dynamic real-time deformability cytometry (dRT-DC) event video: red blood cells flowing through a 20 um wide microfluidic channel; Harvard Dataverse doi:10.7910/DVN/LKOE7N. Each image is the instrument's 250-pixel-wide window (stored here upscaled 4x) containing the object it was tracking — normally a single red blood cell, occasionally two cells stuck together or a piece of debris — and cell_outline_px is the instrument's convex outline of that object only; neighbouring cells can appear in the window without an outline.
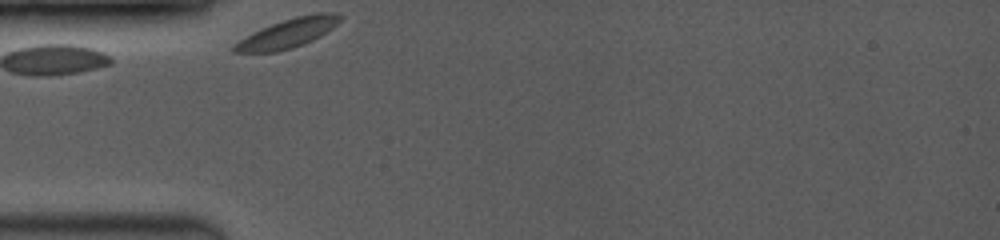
{"species": "common noctule bat (a hibernating species)", "species_latin": "Nyctalus noctula", "temperature_condition": "room temperature", "stored_images_in_passage": 21, "camera_frame_rate_fps": 3500, "um_per_image_px": 0.085, "animal": {"sex": "female", "body_mass_g": 19.0, "forearm_length_mm": 53.3}, "frame": {"image": 1, "passage_image": 1, "time_ms": 0.0, "image_size_px": [1000, 240], "cell_outline_px": [[344, 16], [332, 28], [320, 36], [304, 44], [292, 48], [276, 52], [232, 52], [232, 48], [240, 40], [260, 28], [296, 16], [320, 12], [340, 12]], "centroid_in_image_um": [24.52, 2.81], "position_along_channel_um": 60.5, "area_um2": 17.86}}
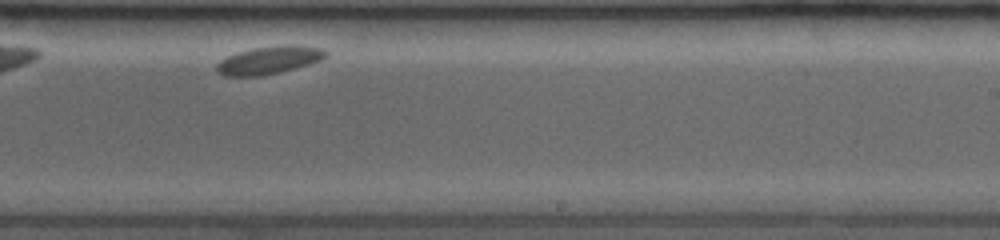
{"frame": {"image": 2, "passage_image": 18, "time_ms": 6.0, "image_size_px": [1000, 240], "cell_outline_px": [[328, 56], [320, 60], [296, 68], [280, 72], [260, 76], [224, 76], [216, 72], [216, 64], [220, 60], [236, 52], [252, 48], [288, 44], [296, 44], [320, 48], [328, 52]], "centroid_in_image_um": [22.86, 5.1], "position_along_channel_um": 266.1, "area_um2": 17.86}}